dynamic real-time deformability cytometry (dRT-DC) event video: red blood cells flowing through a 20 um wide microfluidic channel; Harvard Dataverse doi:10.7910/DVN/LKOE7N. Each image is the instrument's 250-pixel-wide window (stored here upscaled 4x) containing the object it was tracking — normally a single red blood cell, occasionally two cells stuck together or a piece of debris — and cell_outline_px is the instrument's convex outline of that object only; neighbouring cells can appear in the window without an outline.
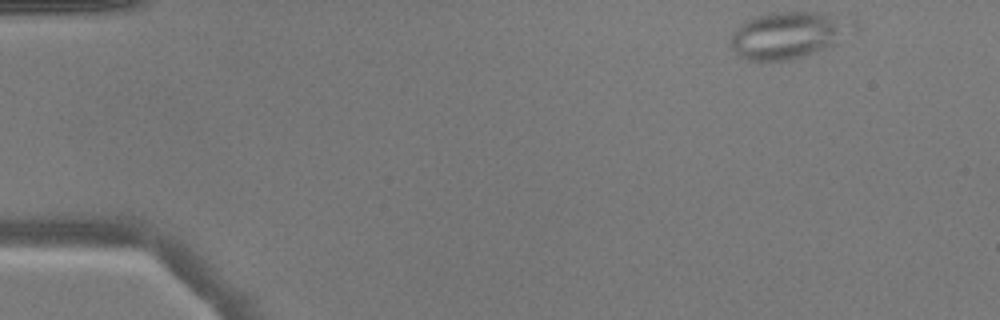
{"species": "common noctule bat (a hibernating species)", "species_latin": "Nyctalus noctula", "temperature_condition": "warm", "stored_images_in_passage": 41, "segment_of_instrument_passage": [1, 2], "camera_frame_rate_fps": 3000, "um_per_image_px": 0.085, "animal": {"sex": "male", "body_mass_g": 17.9}, "frame": {"image": 1, "passage_image": 1, "time_ms": 0.0, "image_size_px": [1000, 320], "cell_outline_px": [[860, 28], [856, 32], [832, 44], [812, 52], [788, 60], [748, 60], [740, 56], [732, 48], [732, 28], [756, 16], [772, 12], [816, 12], [856, 16]], "centroid_in_image_um": [67.15, 2.91], "position_along_channel_um": 17.8, "area_um2": 33.87}}